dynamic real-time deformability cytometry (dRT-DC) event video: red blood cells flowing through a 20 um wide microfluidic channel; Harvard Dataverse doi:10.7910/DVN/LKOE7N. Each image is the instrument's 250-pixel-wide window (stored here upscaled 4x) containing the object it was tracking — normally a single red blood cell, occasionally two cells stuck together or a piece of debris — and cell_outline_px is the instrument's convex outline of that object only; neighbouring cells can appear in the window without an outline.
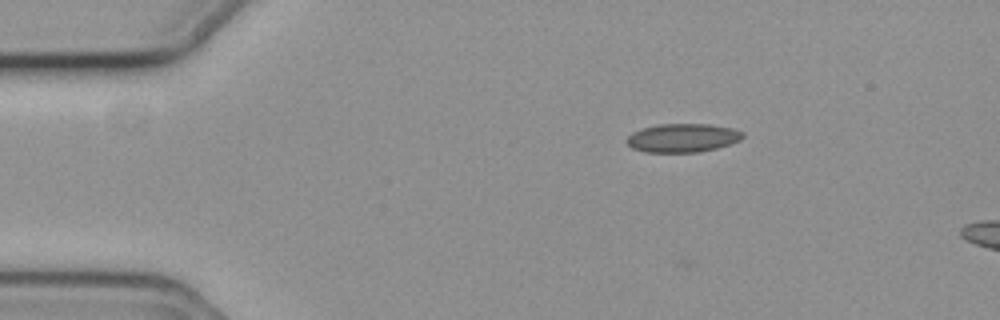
{"species": "common noctule bat (a hibernating species)", "species_latin": "Nyctalus noctula", "temperature_condition": "cold", "stored_images_in_passage": 56, "camera_frame_rate_fps": 3000, "um_per_image_px": 0.085, "animal": {"sex": "female", "body_mass_g": 19.3, "forearm_length_mm": 54.1}, "frame": {"image": 1, "passage_image": 9, "time_ms": 2.667, "image_size_px": [1000, 320], "cell_outline_px": [[744, 136], [740, 140], [716, 148], [700, 152], [644, 152], [632, 148], [628, 144], [628, 136], [632, 132], [644, 128], [660, 124], [708, 124], [732, 128], [744, 132]], "centroid_in_image_um": [58.04, 11.72], "position_along_channel_um": 27.0, "area_um2": 19.19}}
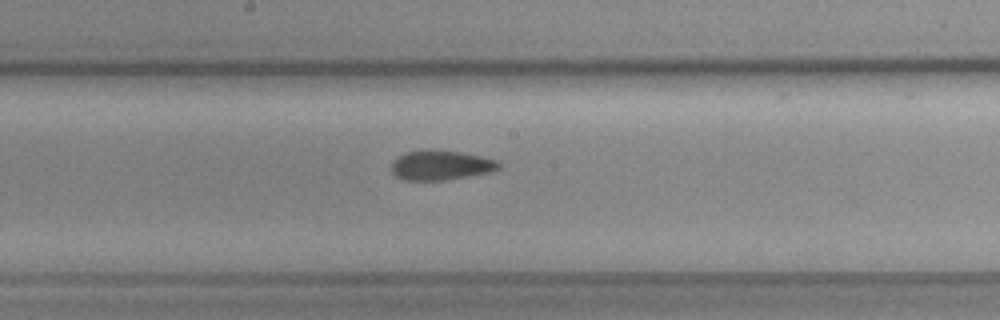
{"frame": {"image": 2, "passage_image": 29, "time_ms": 9.333, "image_size_px": [1000, 320], "cell_outline_px": [[500, 168], [488, 172], [444, 180], [404, 180], [396, 176], [392, 172], [392, 160], [408, 152], [420, 148], [432, 148], [460, 152], [480, 156], [496, 160], [500, 164]], "centroid_in_image_um": [37.42, 14.01], "position_along_channel_um": 210.8, "area_um2": 18.61}}
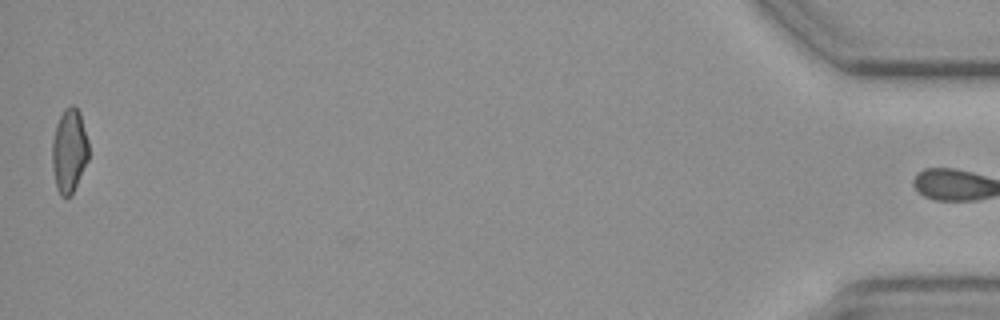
{"frame": {"image": 3, "passage_image": 55, "time_ms": 18.0, "image_size_px": [1000, 320], "cell_outline_px": [[88, 160], [72, 192], [68, 196], [60, 196], [56, 188], [52, 164], [52, 140], [56, 124], [64, 108], [72, 104], [80, 112], [88, 140]], "centroid_in_image_um": [5.87, 12.77], "position_along_channel_um": 429.3, "area_um2": 17.74}, "authors_computed_cell_mechanics": {"area_um2": 18.3515, "velocity_mm_per_s": 3.7019, "shape_relaxation_time_tau1_ms": null, "shape_relaxation_time_tau2_ms": 2.3645, "deformation_change_tau1": null, "deformation_change_tau2": 0.0831}}